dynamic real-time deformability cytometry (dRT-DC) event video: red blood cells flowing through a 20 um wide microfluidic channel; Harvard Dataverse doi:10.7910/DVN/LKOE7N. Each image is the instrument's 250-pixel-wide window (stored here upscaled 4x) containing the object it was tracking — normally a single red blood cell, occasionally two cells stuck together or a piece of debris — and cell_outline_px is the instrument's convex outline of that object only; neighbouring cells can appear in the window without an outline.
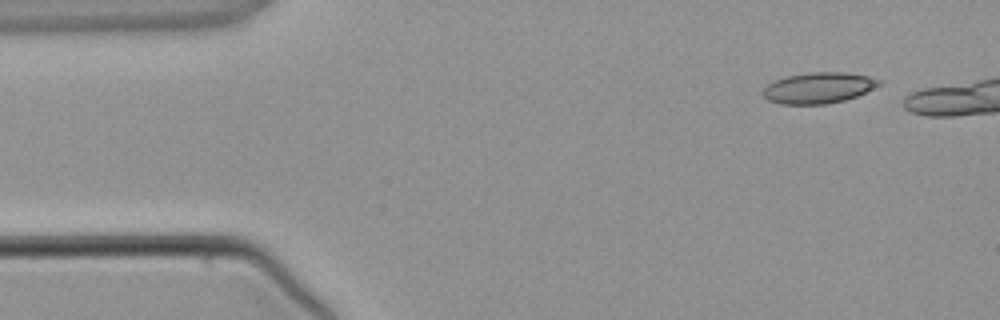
{"species": "common noctule bat (a hibernating species)", "species_latin": "Nyctalus noctula", "temperature_condition": "warm", "stored_images_in_passage": 4, "camera_frame_rate_fps": 3000, "um_per_image_px": 0.085, "animal": {"sex": "male", "body_mass_g": 21.5, "forearm_length_mm": 52.0}, "frame": {"image": 1, "passage_image": 1, "time_ms": 0.0, "image_size_px": [1000, 320], "cell_outline_px": [[880, 84], [856, 96], [844, 100], [824, 104], [780, 104], [768, 100], [760, 92], [768, 84], [776, 80], [788, 76], [812, 72], [844, 72], [868, 76], [880, 80]], "centroid_in_image_um": [69.53, 7.47], "position_along_channel_um": 15.5, "area_um2": 20.63}}